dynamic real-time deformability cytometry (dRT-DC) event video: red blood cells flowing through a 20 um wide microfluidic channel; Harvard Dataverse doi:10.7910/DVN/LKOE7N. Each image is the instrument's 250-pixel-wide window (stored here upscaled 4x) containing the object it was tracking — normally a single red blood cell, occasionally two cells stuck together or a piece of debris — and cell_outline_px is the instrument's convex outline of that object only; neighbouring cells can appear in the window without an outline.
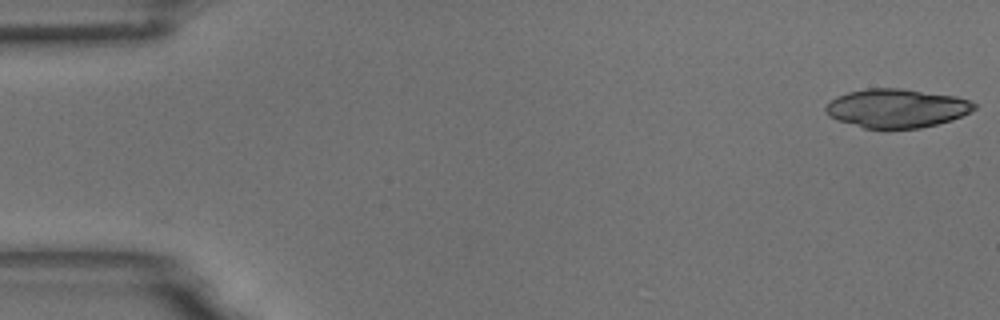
{"species": "common noctule bat (a hibernating species)", "species_latin": "Nyctalus noctula", "temperature_condition": "room temperature", "stored_images_in_passage": 55, "camera_frame_rate_fps": 3000, "um_per_image_px": 0.085, "animal": {"sex": "male", "body_mass_g": 18.8}, "frame": {"image": 1, "passage_image": 1, "time_ms": 0.0, "image_size_px": [1000, 320], "cell_outline_px": [[976, 108], [952, 120], [920, 128], [864, 128], [836, 120], [828, 116], [824, 112], [824, 108], [836, 96], [848, 92], [868, 88], [904, 88], [956, 96], [968, 100], [976, 104]], "centroid_in_image_um": [76.18, 9.19], "position_along_channel_um": 8.8, "area_um2": 33.58}}